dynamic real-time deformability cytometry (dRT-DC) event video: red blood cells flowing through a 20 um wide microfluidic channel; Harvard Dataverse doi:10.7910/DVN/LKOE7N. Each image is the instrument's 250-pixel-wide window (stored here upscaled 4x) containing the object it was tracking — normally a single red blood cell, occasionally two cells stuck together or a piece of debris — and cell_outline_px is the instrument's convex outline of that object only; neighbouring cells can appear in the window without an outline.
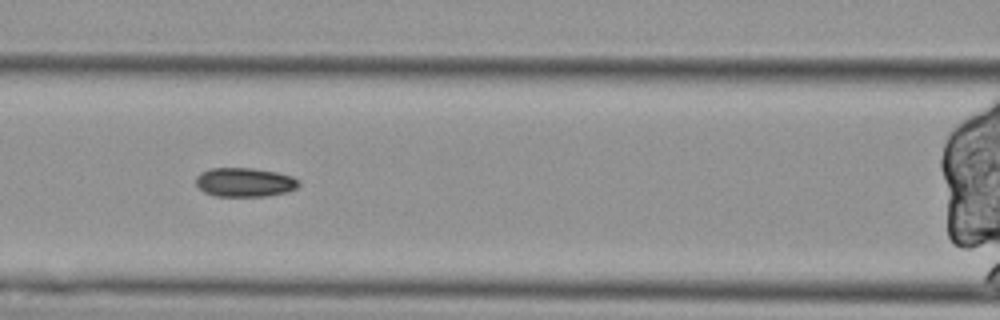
{"species": "Egyptian fruit bat (a non-hibernating species)", "species_latin": "Rousettus aegyptiacus", "temperature_condition": "cold", "stored_images_in_passage": 42, "segment_of_instrument_passage": [2, 2], "camera_frame_rate_fps": 3000, "um_per_image_px": 0.085, "animal": {"sex": "female"}, "frame": {"image": 1, "passage_image": 7, "time_ms": 2.0, "image_size_px": [1000, 320], "cell_outline_px": [[300, 184], [296, 188], [288, 192], [268, 196], [216, 196], [204, 192], [196, 184], [196, 176], [200, 172], [208, 168], [252, 168], [276, 172], [292, 176], [300, 180]], "centroid_in_image_um": [20.81, 15.49], "position_along_channel_um": 145.8, "area_um2": 17.57}}
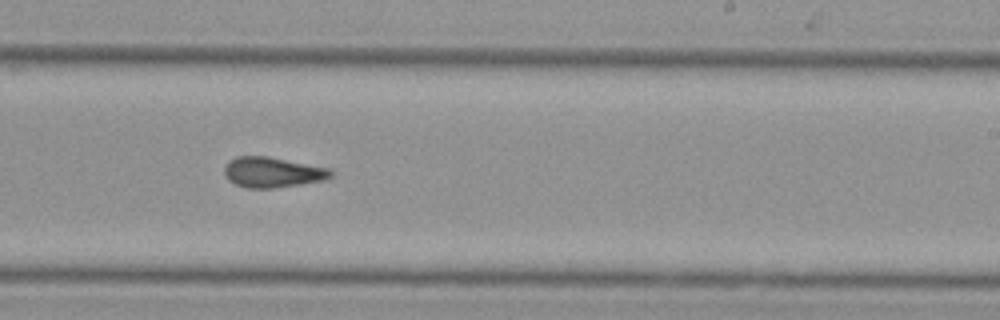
{"frame": {"image": 2, "passage_image": 18, "time_ms": 5.667, "image_size_px": [1000, 320], "cell_outline_px": [[332, 176], [324, 180], [300, 184], [272, 188], [248, 188], [236, 184], [228, 180], [224, 176], [224, 168], [228, 160], [236, 156], [268, 156], [332, 168]], "centroid_in_image_um": [23.16, 14.63], "position_along_channel_um": 265.8, "area_um2": 19.02}}
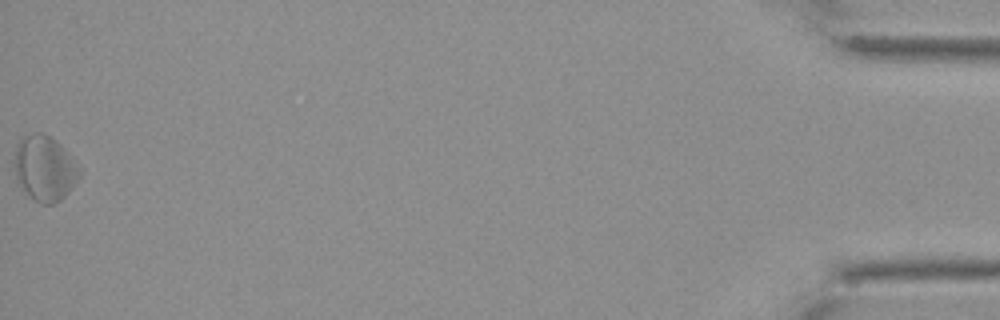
{"frame": {"image": 3, "passage_image": 42, "time_ms": 13.667, "image_size_px": [1000, 320], "cell_outline_px": [[80, 176], [68, 192], [60, 200], [52, 204], [40, 204], [24, 192], [16, 180], [16, 144], [24, 136], [36, 132], [44, 132], [56, 140], [64, 148], [80, 172]], "centroid_in_image_um": [3.77, 14.31], "position_along_channel_um": 431.4, "area_um2": 24.33}}